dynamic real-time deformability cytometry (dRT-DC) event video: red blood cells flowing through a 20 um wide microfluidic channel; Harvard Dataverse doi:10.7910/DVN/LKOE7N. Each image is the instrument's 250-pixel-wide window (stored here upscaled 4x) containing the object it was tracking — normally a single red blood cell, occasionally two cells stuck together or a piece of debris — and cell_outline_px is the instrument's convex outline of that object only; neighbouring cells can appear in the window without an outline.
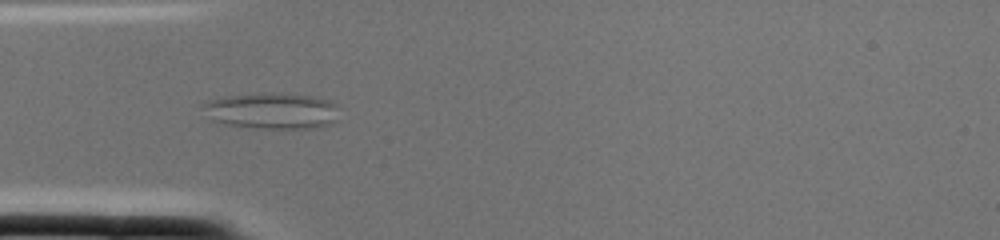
{"species": "common noctule bat (a hibernating species)", "species_latin": "Nyctalus noctula", "temperature_condition": "cold", "stored_images_in_passage": 2, "camera_frame_rate_fps": 3000, "um_per_image_px": 0.085, "animal": {"sex": "female", "body_mass_g": 22.0, "forearm_length_mm": 56.7}, "frame": {"image": 1, "passage_image": 2, "time_ms": 0.333, "image_size_px": [1000, 240], "cell_outline_px": [[336, 120], [320, 128], [256, 128], [224, 124], [212, 120], [200, 104], [208, 100], [224, 96], [268, 92], [272, 92], [312, 96], [328, 100], [332, 104]], "centroid_in_image_um": [23.02, 9.41], "position_along_channel_um": 62.0, "area_um2": 28.5}}